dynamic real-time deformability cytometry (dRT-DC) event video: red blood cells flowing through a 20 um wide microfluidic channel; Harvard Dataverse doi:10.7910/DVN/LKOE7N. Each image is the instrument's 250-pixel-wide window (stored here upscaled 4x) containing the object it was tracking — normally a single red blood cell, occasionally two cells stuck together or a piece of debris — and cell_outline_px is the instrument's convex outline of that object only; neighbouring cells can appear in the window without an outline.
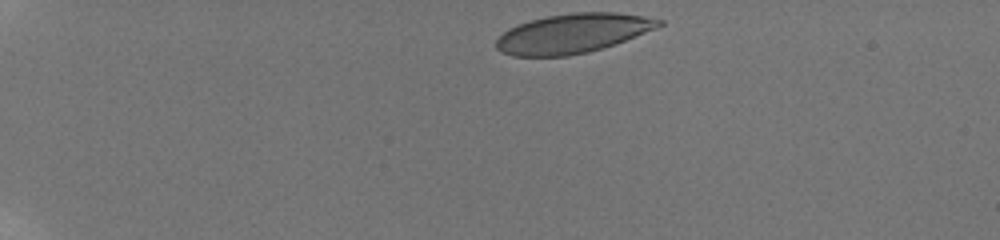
{"species": "human", "species_latin": "Homo sapiens", "temperature_condition": "room temperature", "stored_images_in_passage": 48, "camera_frame_rate_fps": 3000, "um_per_image_px": 0.085, "donor": {"sex": "male"}, "frame": {"image": 1, "passage_image": 1, "time_ms": 0.0, "image_size_px": [1000, 240], "cell_outline_px": [[664, 24], [656, 28], [616, 44], [588, 52], [568, 56], [512, 56], [500, 52], [496, 48], [496, 40], [508, 28], [516, 24], [548, 16], [572, 12], [616, 12], [644, 16], [664, 20]], "centroid_in_image_um": [48.69, 2.84], "position_along_channel_um": 36.3, "area_um2": 37.45}}
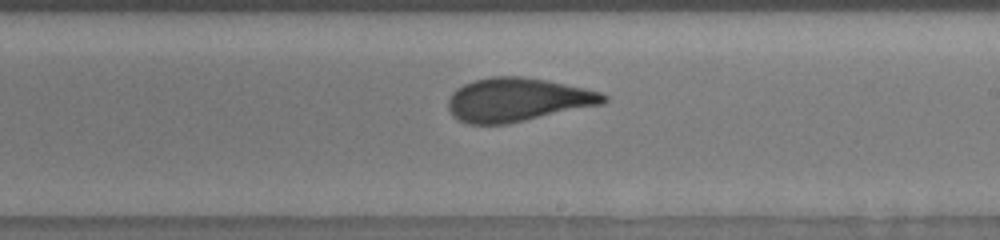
{"frame": {"image": 2, "passage_image": 28, "time_ms": 8.0, "image_size_px": [1000, 240], "cell_outline_px": [[608, 100], [604, 104], [508, 124], [468, 124], [460, 120], [448, 108], [448, 100], [452, 92], [456, 88], [472, 80], [492, 76], [520, 76], [544, 80], [584, 88], [600, 92], [608, 96]], "centroid_in_image_um": [44.0, 8.48], "position_along_channel_um": 245.0, "area_um2": 39.42}}
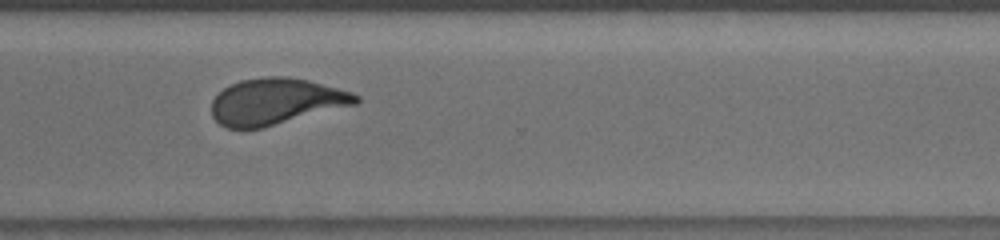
{"frame": {"image": 3, "passage_image": 39, "time_ms": 10.667, "image_size_px": [1000, 240], "cell_outline_px": [[360, 100], [356, 104], [260, 128], [228, 128], [220, 124], [212, 116], [212, 100], [224, 88], [240, 80], [268, 76], [288, 76], [308, 80], [352, 92], [360, 96]], "centroid_in_image_um": [23.45, 8.61], "position_along_channel_um": 347.1, "area_um2": 38.55}, "authors_computed_cell_mechanics": {"area_um2": 39.4196, "velocity_mm_per_s": 3.8309, "shape_relaxation_time_tau1_ms": 6.916, "shape_relaxation_time_tau2_ms": 1.0031, "deformation_change_tau1": 0.1948, "deformation_change_tau2": 0.0674}}